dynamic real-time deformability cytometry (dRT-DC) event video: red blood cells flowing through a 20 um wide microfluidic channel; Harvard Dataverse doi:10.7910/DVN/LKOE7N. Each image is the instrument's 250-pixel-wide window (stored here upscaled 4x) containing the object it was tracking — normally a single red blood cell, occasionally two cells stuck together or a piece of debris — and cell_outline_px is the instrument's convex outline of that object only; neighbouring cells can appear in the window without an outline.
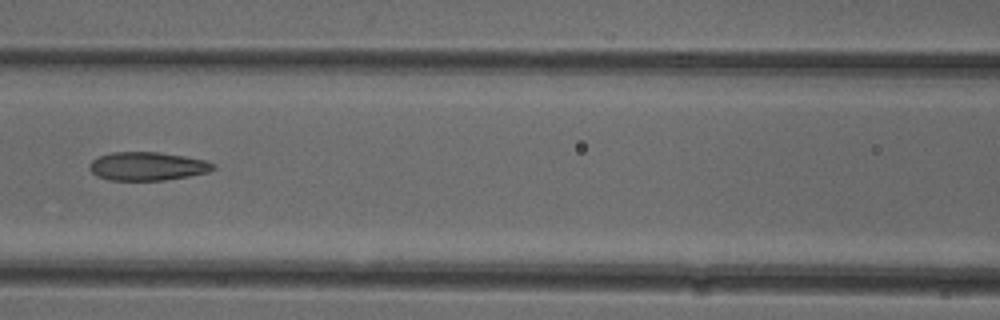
{"species": "common noctule bat (a hibernating species)", "species_latin": "Nyctalus noctula", "temperature_condition": "cold", "stored_images_in_passage": 52, "camera_frame_rate_fps": 3000, "um_per_image_px": 0.085, "animal": {"sex": "female"}, "frame": {"image": 1, "passage_image": 23, "time_ms": 7.333, "image_size_px": [1000, 320], "cell_outline_px": [[216, 168], [208, 172], [188, 176], [164, 180], [108, 180], [96, 176], [88, 168], [88, 164], [92, 160], [100, 156], [112, 152], [160, 152], [184, 156], [204, 160], [216, 164]], "centroid_in_image_um": [12.51, 14.13], "position_along_channel_um": 154.1, "area_um2": 20.58}, "authors_computed_cell_mechanics": {"area_um2": 21.5594, "velocity_mm_per_s": 3.9136, "shape_relaxation_time_tau1_ms": null, "shape_relaxation_time_tau2_ms": 4.2781, "deformation_change_tau1": null, "deformation_change_tau2": 0.1487}}